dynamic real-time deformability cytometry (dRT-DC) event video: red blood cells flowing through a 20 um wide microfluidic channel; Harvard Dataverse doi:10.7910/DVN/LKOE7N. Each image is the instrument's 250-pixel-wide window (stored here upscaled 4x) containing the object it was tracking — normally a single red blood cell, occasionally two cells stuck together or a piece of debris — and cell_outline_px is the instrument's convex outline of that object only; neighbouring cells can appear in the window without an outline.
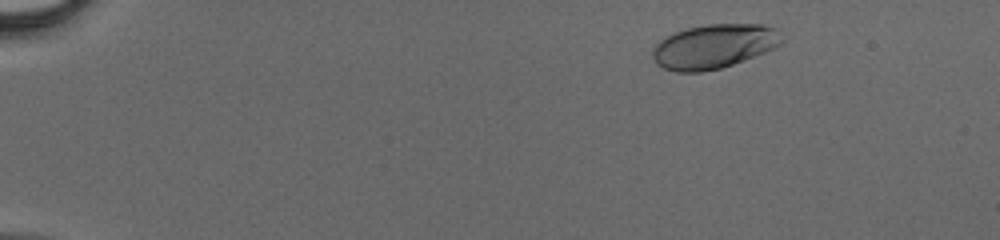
{"species": "human", "species_latin": "Homo sapiens", "temperature_condition": "cold", "stored_images_in_passage": 43, "camera_frame_rate_fps": 3000, "um_per_image_px": 0.085, "donor": {"sex": "male"}, "frame": {"image": 1, "passage_image": 3, "time_ms": 0.667, "image_size_px": [1000, 240], "cell_outline_px": [[784, 40], [776, 48], [744, 60], [720, 68], [700, 72], [676, 72], [664, 68], [656, 64], [652, 56], [652, 48], [660, 40], [672, 32], [688, 28], [708, 24], [764, 24], [776, 28]], "centroid_in_image_um": [60.68, 3.93], "position_along_channel_um": 24.3, "area_um2": 33.52}}
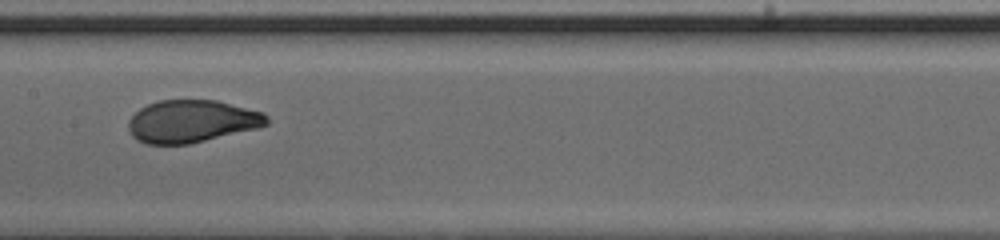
{"frame": {"image": 2, "passage_image": 22, "time_ms": 7.0, "image_size_px": [1000, 240], "cell_outline_px": [[268, 124], [260, 128], [188, 144], [148, 144], [136, 140], [132, 136], [128, 128], [128, 120], [140, 108], [148, 104], [160, 100], [216, 100], [264, 112], [268, 116]], "centroid_in_image_um": [16.32, 10.31], "position_along_channel_um": 191.1, "area_um2": 34.39}}
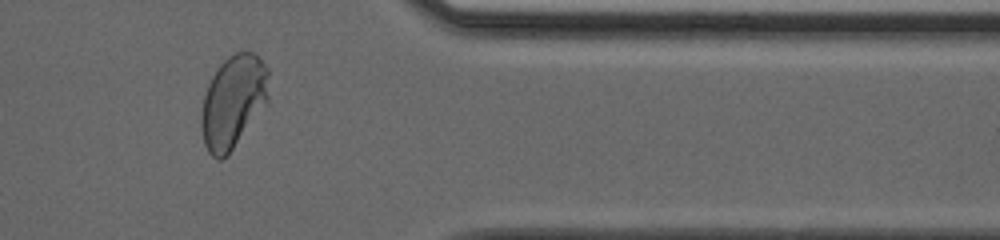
{"frame": {"image": 3, "passage_image": 36, "time_ms": 11.667, "image_size_px": [1000, 240], "cell_outline_px": [[268, 104], [228, 156], [220, 160], [216, 160], [208, 152], [204, 144], [200, 120], [200, 116], [204, 96], [208, 84], [212, 76], [220, 64], [228, 56], [236, 52], [252, 52], [268, 68]], "centroid_in_image_um": [19.82, 8.69], "position_along_channel_um": 391.6, "area_um2": 36.88}}